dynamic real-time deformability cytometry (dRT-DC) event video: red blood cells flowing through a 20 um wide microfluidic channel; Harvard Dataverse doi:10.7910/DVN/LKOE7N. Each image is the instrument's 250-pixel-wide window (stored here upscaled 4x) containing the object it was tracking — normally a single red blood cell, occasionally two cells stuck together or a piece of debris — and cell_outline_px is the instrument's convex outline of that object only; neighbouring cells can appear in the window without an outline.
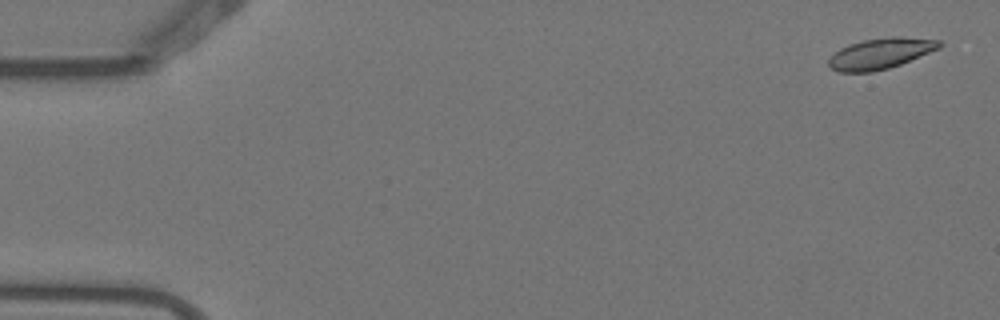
{"species": "Egyptian fruit bat (a non-hibernating species)", "species_latin": "Rousettus aegyptiacus", "temperature_condition": "warm", "stored_images_in_passage": 5, "camera_frame_rate_fps": 3000, "um_per_image_px": 0.085, "animal": {"sex": "female"}, "frame": {"image": 1, "passage_image": 1, "time_ms": 0.0, "image_size_px": [1000, 320], "cell_outline_px": [[944, 44], [940, 48], [900, 64], [888, 68], [872, 72], [840, 72], [832, 68], [828, 64], [828, 60], [840, 48], [848, 44], [864, 40], [892, 36], [900, 36], [940, 40]], "centroid_in_image_um": [74.87, 4.54], "position_along_channel_um": 10.1, "area_um2": 19.77}}
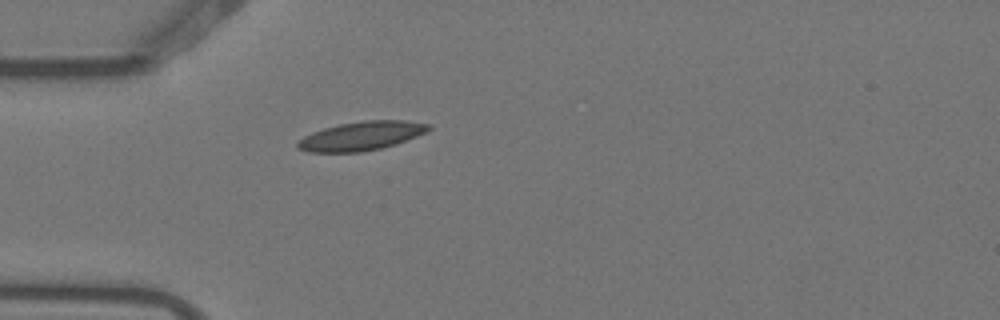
{"frame": {"image": 2, "passage_image": 5, "time_ms": 1.333, "image_size_px": [1000, 320], "cell_outline_px": [[432, 128], [416, 136], [396, 144], [380, 148], [360, 152], [308, 152], [296, 148], [296, 144], [304, 136], [312, 132], [324, 128], [340, 124], [364, 120], [404, 120], [432, 124]], "centroid_in_image_um": [30.71, 11.55], "position_along_channel_um": 54.3, "area_um2": 21.96}}